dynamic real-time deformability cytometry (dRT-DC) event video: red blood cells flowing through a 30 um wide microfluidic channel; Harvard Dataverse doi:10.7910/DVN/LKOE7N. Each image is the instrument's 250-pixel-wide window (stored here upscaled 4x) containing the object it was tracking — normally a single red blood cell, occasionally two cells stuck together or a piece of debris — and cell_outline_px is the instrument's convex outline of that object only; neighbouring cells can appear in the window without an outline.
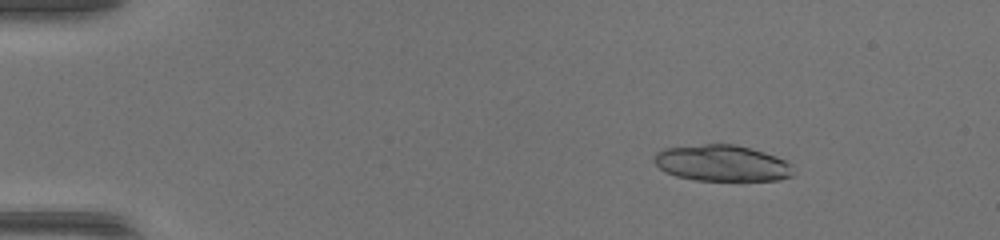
{"species": "common noctule bat (a hibernating species)", "species_latin": "Nyctalus noctula", "temperature_condition": "warm", "stored_images_in_passage": 47, "camera_frame_rate_fps": 3000, "um_per_image_px": 0.085, "animal": {"sex": "female", "body_mass_g": 17.0, "forearm_length_mm": 48.0}, "frame": {"image": 1, "passage_image": 7, "time_ms": 2.0, "image_size_px": [1000, 240], "cell_outline_px": [[792, 176], [780, 180], [696, 180], [676, 176], [664, 172], [652, 160], [656, 152], [664, 148], [704, 144], [736, 144], [764, 152], [776, 156], [792, 164]], "centroid_in_image_um": [61.35, 13.86], "position_along_channel_um": 23.7, "area_um2": 29.42}}